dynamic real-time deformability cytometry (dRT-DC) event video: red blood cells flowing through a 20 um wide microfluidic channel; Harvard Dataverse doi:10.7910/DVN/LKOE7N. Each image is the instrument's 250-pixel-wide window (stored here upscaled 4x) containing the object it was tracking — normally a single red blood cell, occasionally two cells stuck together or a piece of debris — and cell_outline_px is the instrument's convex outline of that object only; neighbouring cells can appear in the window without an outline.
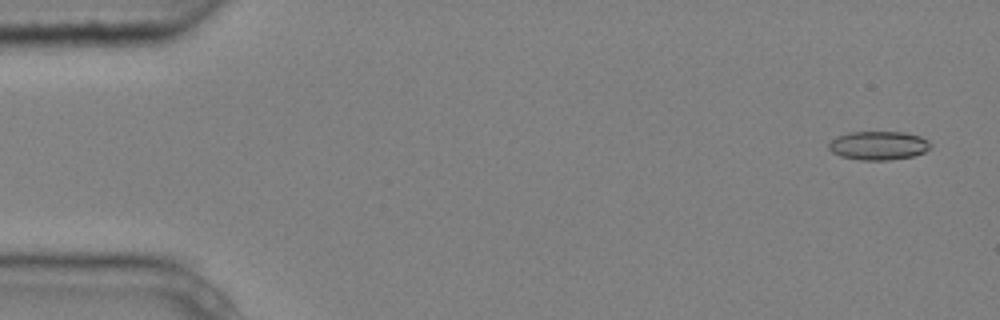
{"species": "common noctule bat (a hibernating species)", "species_latin": "Nyctalus noctula", "temperature_condition": "cold", "stored_images_in_passage": 4, "camera_frame_rate_fps": 3000, "um_per_image_px": 0.085, "animal": {"sex": "male", "body_mass_g": 20.4}, "frame": {"image": 1, "passage_image": 1, "time_ms": 0.0, "image_size_px": [1000, 320], "cell_outline_px": [[932, 148], [924, 152], [912, 156], [888, 160], [860, 160], [840, 156], [832, 152], [828, 148], [828, 144], [836, 136], [848, 132], [904, 132], [920, 136], [928, 140], [932, 144]], "centroid_in_image_um": [74.67, 12.36], "position_along_channel_um": 10.3, "area_um2": 17.17}}
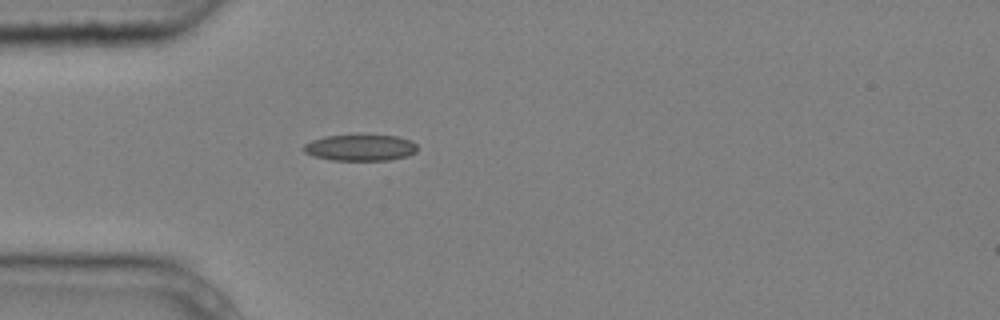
{"frame": {"image": 2, "passage_image": 4, "time_ms": 1.0, "image_size_px": [1000, 320], "cell_outline_px": [[416, 152], [408, 156], [388, 160], [332, 160], [312, 156], [304, 152], [300, 148], [304, 144], [312, 140], [328, 136], [360, 132], [396, 136], [412, 140], [416, 144]], "centroid_in_image_um": [30.61, 12.51], "position_along_channel_um": 54.4, "area_um2": 18.26}}